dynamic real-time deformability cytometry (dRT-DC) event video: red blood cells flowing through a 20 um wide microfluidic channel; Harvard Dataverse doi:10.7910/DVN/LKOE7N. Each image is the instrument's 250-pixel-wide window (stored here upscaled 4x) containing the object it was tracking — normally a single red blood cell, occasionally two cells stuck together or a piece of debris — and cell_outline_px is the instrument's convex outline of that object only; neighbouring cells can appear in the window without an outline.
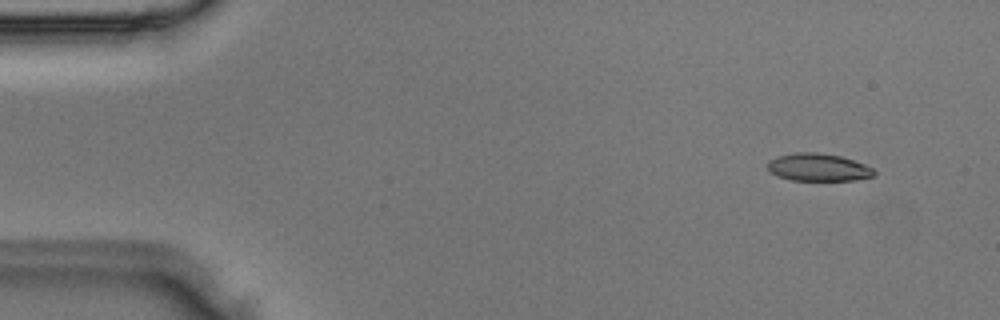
{"species": "Egyptian fruit bat (a non-hibernating species)", "species_latin": "Rousettus aegyptiacus", "temperature_condition": "room temperature", "stored_images_in_passage": 47, "camera_frame_rate_fps": 3000, "um_per_image_px": 0.085, "animal": {"sex": "male"}, "frame": {"image": 1, "passage_image": 3, "time_ms": 0.667, "image_size_px": [1000, 320], "cell_outline_px": [[876, 172], [872, 176], [856, 180], [792, 180], [768, 172], [768, 160], [776, 156], [796, 152], [816, 152], [840, 156], [864, 164], [872, 168]], "centroid_in_image_um": [69.52, 14.21], "position_along_channel_um": 15.5, "area_um2": 17.05}}
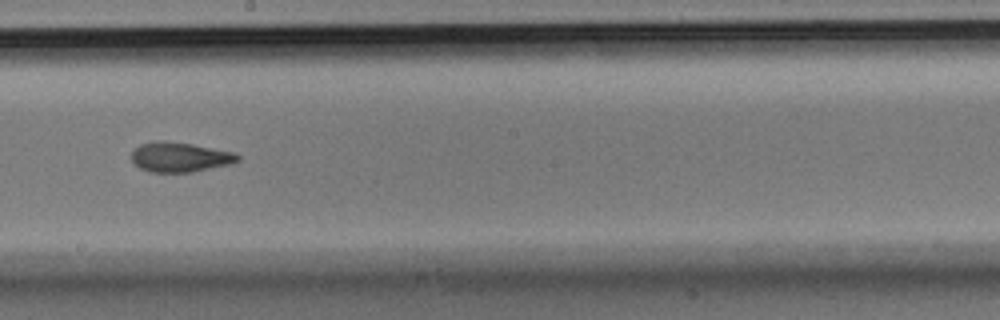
{"frame": {"image": 2, "passage_image": 26, "time_ms": 8.333, "image_size_px": [1000, 320], "cell_outline_px": [[240, 160], [232, 164], [192, 172], [152, 172], [140, 168], [132, 160], [132, 148], [140, 144], [156, 140], [164, 140], [192, 144], [236, 152], [240, 156]], "centroid_in_image_um": [15.31, 13.34], "position_along_channel_um": 232.9, "area_um2": 18.67}}
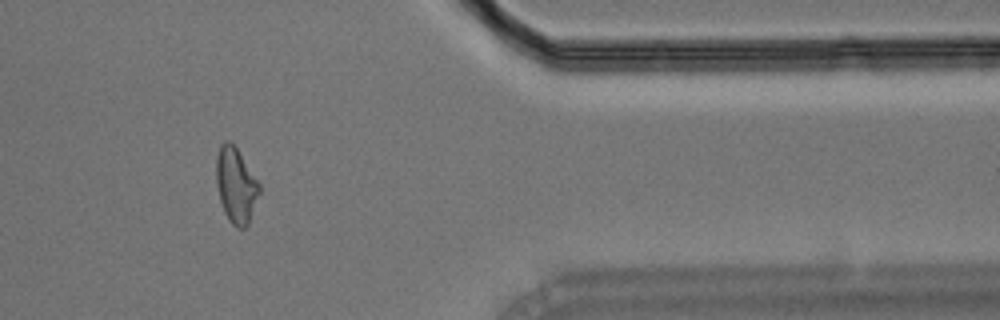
{"frame": {"image": 3, "passage_image": 39, "time_ms": 12.667, "image_size_px": [1000, 320], "cell_outline_px": [[260, 192], [248, 224], [244, 228], [236, 228], [228, 220], [224, 212], [220, 200], [216, 184], [216, 156], [220, 144], [224, 140], [228, 140], [236, 148], [260, 184]], "centroid_in_image_um": [20.03, 15.76], "position_along_channel_um": 391.4, "area_um2": 18.84}}